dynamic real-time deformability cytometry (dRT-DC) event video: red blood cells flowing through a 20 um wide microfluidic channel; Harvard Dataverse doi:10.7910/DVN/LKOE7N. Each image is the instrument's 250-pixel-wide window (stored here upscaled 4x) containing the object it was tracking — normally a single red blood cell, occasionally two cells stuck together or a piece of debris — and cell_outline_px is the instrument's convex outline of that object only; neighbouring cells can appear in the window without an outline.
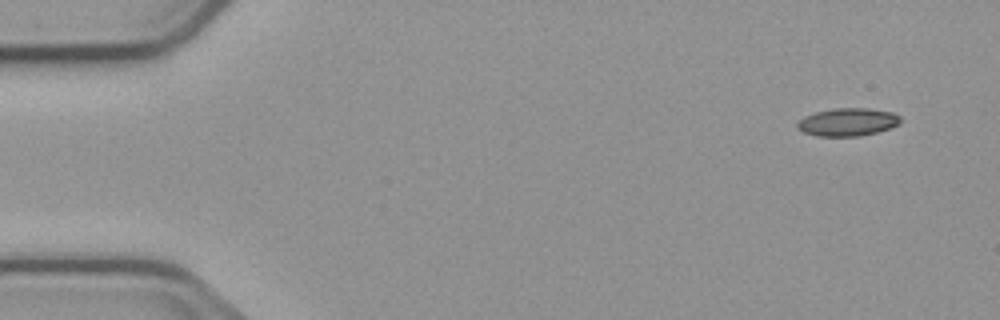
{"species": "common noctule bat (a hibernating species)", "species_latin": "Nyctalus noctula", "temperature_condition": "cold", "stored_images_in_passage": 6, "segment_of_instrument_passage": [2, 2], "camera_frame_rate_fps": 3000, "um_per_image_px": 0.085, "animal": {"sex": "male", "body_mass_g": 23.1, "forearm_length_mm": 52.7}, "frame": {"image": 1, "passage_image": 6, "time_ms": 6.0, "image_size_px": [1000, 320], "cell_outline_px": [[900, 124], [892, 128], [860, 136], [816, 136], [804, 132], [796, 128], [796, 124], [804, 116], [816, 112], [832, 108], [868, 108], [892, 112], [900, 116]], "centroid_in_image_um": [72.06, 10.37], "position_along_channel_um": 12.9, "area_um2": 16.88}}